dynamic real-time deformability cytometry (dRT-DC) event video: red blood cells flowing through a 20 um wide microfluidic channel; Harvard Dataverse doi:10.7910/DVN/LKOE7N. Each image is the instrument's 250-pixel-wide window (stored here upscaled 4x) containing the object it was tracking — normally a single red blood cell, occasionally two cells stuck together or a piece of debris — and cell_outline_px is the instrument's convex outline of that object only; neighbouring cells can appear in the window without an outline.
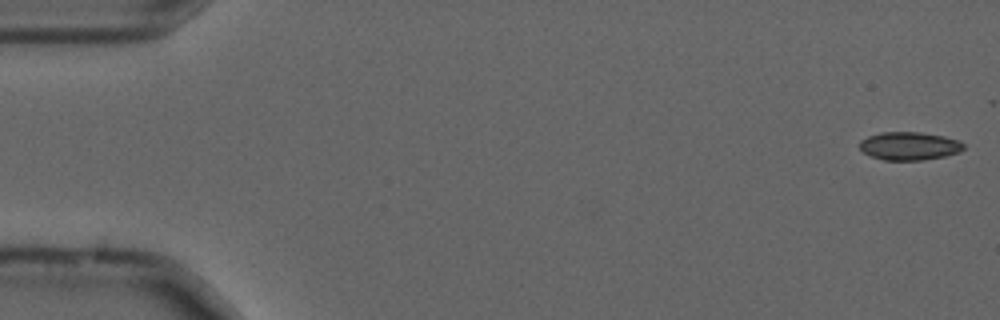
{"species": "common noctule bat (a hibernating species)", "species_latin": "Nyctalus noctula", "temperature_condition": "cold", "stored_images_in_passage": 16, "camera_frame_rate_fps": 3000, "um_per_image_px": 0.085, "animal": {"sex": "male", "forearm_length_mm": 52.5}, "frame": {"image": 1, "passage_image": 1, "time_ms": 0.0, "image_size_px": [1000, 320], "cell_outline_px": [[964, 148], [960, 152], [944, 156], [920, 160], [884, 160], [872, 156], [864, 152], [860, 148], [860, 140], [868, 136], [880, 132], [920, 132], [944, 136], [960, 140], [964, 144]], "centroid_in_image_um": [77.31, 12.4], "position_along_channel_um": 7.7, "area_um2": 17.05}}
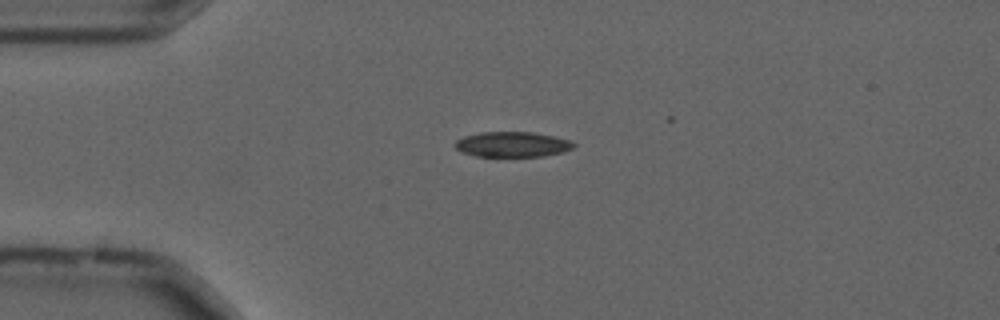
{"frame": {"image": 2, "passage_image": 13, "time_ms": 4.0, "image_size_px": [1000, 320], "cell_outline_px": [[576, 144], [572, 148], [564, 152], [544, 156], [476, 156], [464, 152], [456, 148], [456, 140], [464, 136], [480, 132], [532, 132], [556, 136], [568, 140]], "centroid_in_image_um": [43.58, 12.26], "position_along_channel_um": 41.4, "area_um2": 17.34}}